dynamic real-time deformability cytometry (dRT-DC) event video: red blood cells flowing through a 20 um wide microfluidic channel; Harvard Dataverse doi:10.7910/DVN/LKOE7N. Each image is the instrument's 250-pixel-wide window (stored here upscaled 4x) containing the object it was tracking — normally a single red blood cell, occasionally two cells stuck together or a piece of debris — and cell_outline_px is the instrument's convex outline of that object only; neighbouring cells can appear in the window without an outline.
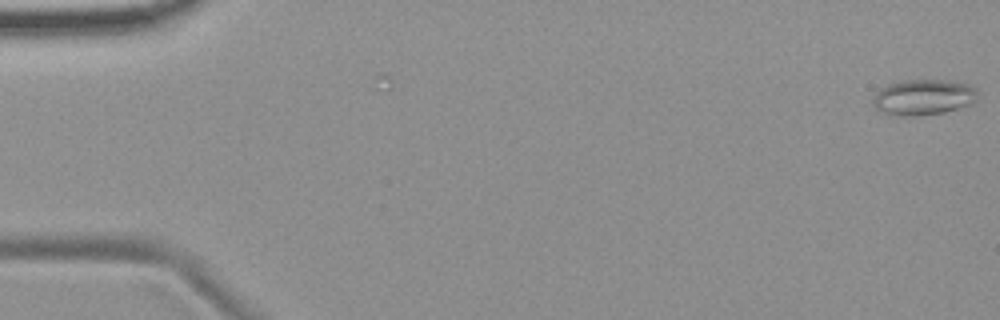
{"species": "common noctule bat (a hibernating species)", "species_latin": "Nyctalus noctula", "temperature_condition": "room temperature", "stored_images_in_passage": 2, "camera_frame_rate_fps": 3000, "um_per_image_px": 0.085, "animal": {"sex": "female", "body_mass_g": 19.9}, "frame": {"image": 1, "passage_image": 2, "time_ms": 1.333, "image_size_px": [1000, 320], "cell_outline_px": [[976, 100], [972, 104], [960, 108], [944, 112], [916, 116], [888, 116], [880, 112], [872, 104], [872, 100], [876, 92], [880, 88], [888, 84], [904, 80], [948, 80], [968, 84], [976, 88]], "centroid_in_image_um": [78.45, 8.28], "position_along_channel_um": 6.6, "area_um2": 22.14}}